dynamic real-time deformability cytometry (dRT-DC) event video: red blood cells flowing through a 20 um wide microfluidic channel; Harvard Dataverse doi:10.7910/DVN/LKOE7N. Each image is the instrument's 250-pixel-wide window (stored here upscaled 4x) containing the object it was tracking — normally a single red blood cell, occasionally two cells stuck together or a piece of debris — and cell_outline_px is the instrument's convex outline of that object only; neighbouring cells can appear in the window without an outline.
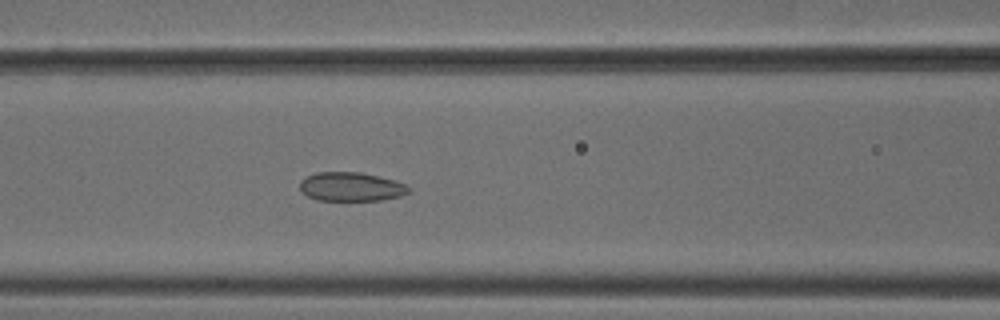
{"species": "common noctule bat (a hibernating species)", "species_latin": "Nyctalus noctula", "temperature_condition": "cold", "stored_images_in_passage": 53, "camera_frame_rate_fps": 3000, "um_per_image_px": 0.085, "animal": {"sex": "male", "body_mass_g": 18.8}, "frame": {"image": 1, "passage_image": 23, "time_ms": 7.333, "image_size_px": [1000, 320], "cell_outline_px": [[412, 188], [408, 192], [400, 196], [380, 200], [316, 200], [308, 196], [300, 188], [300, 180], [316, 172], [360, 172], [396, 180]], "centroid_in_image_um": [29.85, 15.87], "position_along_channel_um": 136.7, "area_um2": 18.26}}
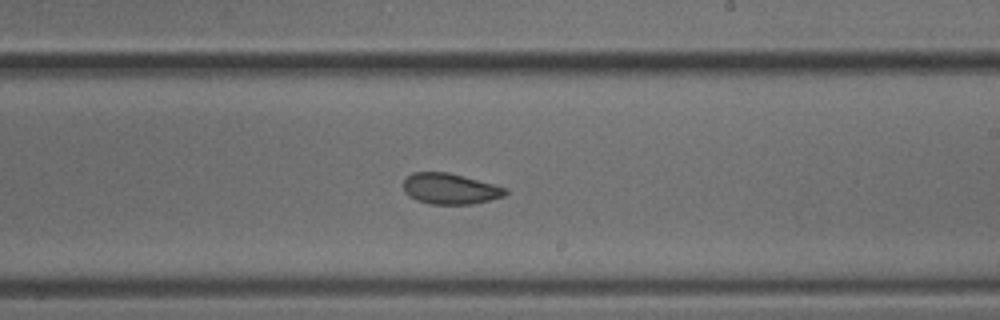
{"frame": {"image": 2, "passage_image": 32, "time_ms": 10.333, "image_size_px": [1000, 320], "cell_outline_px": [[508, 192], [504, 196], [472, 204], [428, 204], [416, 200], [404, 192], [404, 180], [412, 172], [448, 172], [508, 188]], "centroid_in_image_um": [38.25, 16.04], "position_along_channel_um": 250.8, "area_um2": 18.26}}
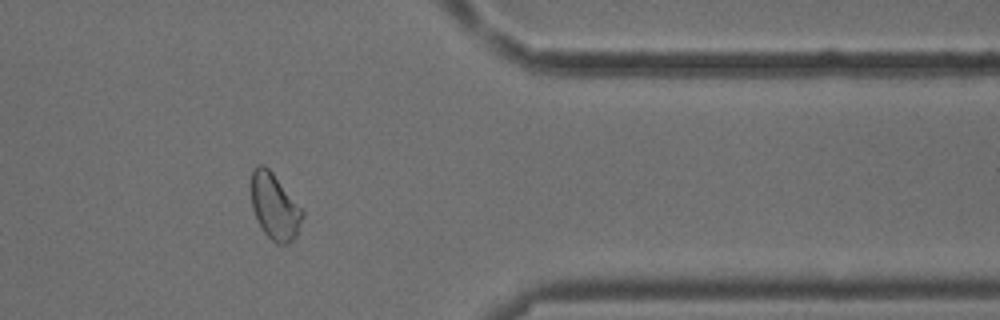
{"frame": {"image": 3, "passage_image": 44, "time_ms": 14.333, "image_size_px": [1000, 320], "cell_outline_px": [[304, 216], [296, 236], [288, 244], [276, 244], [264, 232], [252, 208], [252, 168], [256, 164], [264, 164], [272, 172], [304, 212]], "centroid_in_image_um": [23.35, 17.55], "position_along_channel_um": 388.1, "area_um2": 19.42}, "authors_computed_cell_mechanics": {"area_um2": 19.7676, "velocity_mm_per_s": 3.8039, "shape_relaxation_time_tau1_ms": 3.1136, "shape_relaxation_time_tau2_ms": 1.5585, "deformation_change_tau1": 0.0527, "deformation_change_tau2": 0.0604}}